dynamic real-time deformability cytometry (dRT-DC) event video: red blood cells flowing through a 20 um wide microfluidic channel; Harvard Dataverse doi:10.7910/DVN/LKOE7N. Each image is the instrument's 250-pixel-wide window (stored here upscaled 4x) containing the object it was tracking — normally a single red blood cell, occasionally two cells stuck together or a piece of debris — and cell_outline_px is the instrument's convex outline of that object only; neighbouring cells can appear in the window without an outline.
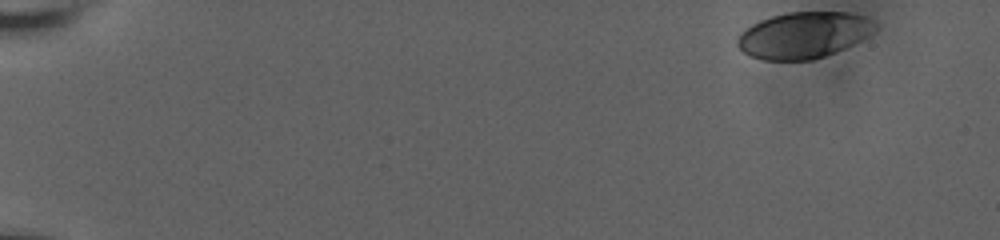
{"species": "human", "species_latin": "Homo sapiens", "temperature_condition": "room temperature", "stored_images_in_passage": 50, "camera_frame_rate_fps": 3000, "um_per_image_px": 0.085, "donor": {"sex": "male"}, "frame": {"image": 1, "passage_image": 1, "time_ms": 0.0, "image_size_px": [1000, 240], "cell_outline_px": [[880, 24], [868, 36], [844, 48], [824, 56], [812, 60], [764, 60], [752, 56], [744, 52], [736, 44], [736, 40], [740, 32], [752, 24], [760, 20], [772, 16], [788, 12], [848, 12], [864, 16]], "centroid_in_image_um": [68.31, 2.97], "position_along_channel_um": 16.7, "area_um2": 37.11}}
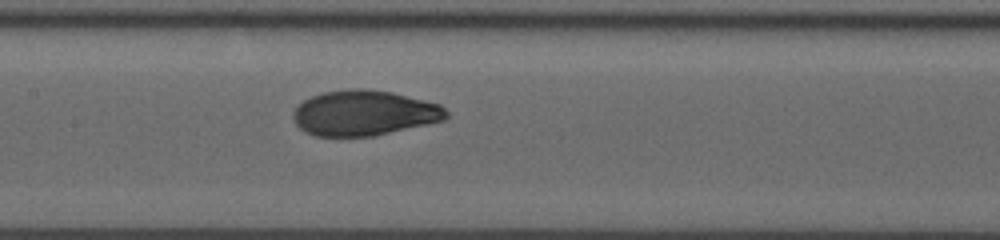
{"frame": {"image": 2, "passage_image": 28, "time_ms": 9.0, "image_size_px": [1000, 240], "cell_outline_px": [[448, 116], [444, 120], [372, 136], [316, 136], [304, 132], [296, 124], [292, 116], [292, 112], [304, 100], [312, 96], [324, 92], [348, 88], [364, 88], [392, 92], [440, 104], [448, 112]], "centroid_in_image_um": [30.93, 9.6], "position_along_channel_um": 176.5, "area_um2": 40.29}}
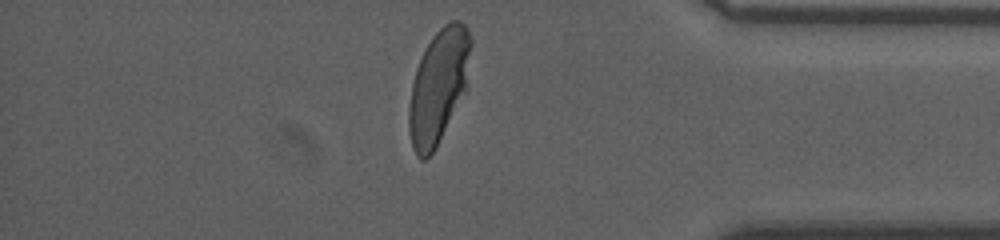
{"frame": {"image": 3, "passage_image": 48, "time_ms": 15.667, "image_size_px": [1000, 240], "cell_outline_px": [[472, 44], [468, 88], [436, 148], [424, 160], [420, 160], [416, 156], [412, 148], [408, 128], [408, 108], [412, 84], [416, 68], [432, 36], [444, 24], [452, 20], [460, 20], [464, 24], [472, 40]], "centroid_in_image_um": [37.29, 7.35], "position_along_channel_um": 397.9, "area_um2": 41.62}, "authors_computed_cell_mechanics": {"area_um2": 40.1421, "velocity_mm_per_s": 3.6308, "shape_relaxation_time_tau1_ms": 4.5533, "shape_relaxation_time_tau2_ms": null, "deformation_change_tau1": 0.1861, "deformation_change_tau2": null}}